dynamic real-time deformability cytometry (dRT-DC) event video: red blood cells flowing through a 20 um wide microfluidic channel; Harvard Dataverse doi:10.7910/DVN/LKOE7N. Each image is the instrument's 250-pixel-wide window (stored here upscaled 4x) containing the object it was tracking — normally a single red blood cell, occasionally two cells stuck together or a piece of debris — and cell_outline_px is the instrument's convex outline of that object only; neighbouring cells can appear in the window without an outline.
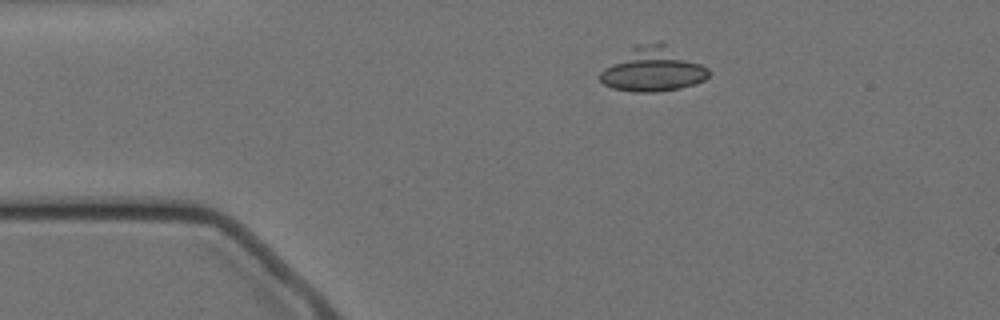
{"species": "Egyptian fruit bat (a non-hibernating species)", "species_latin": "Rousettus aegyptiacus", "temperature_condition": "cold", "stored_images_in_passage": 13, "camera_frame_rate_fps": 3000, "um_per_image_px": 0.085, "animal": {"sex": "female"}, "frame": {"image": 1, "passage_image": 1, "time_ms": 0.0, "image_size_px": [1000, 320], "cell_outline_px": [[712, 72], [704, 80], [696, 84], [680, 88], [656, 92], [632, 92], [612, 88], [604, 84], [600, 80], [600, 72], [604, 68], [636, 44], [660, 40], [664, 40], [708, 68]], "centroid_in_image_um": [55.54, 5.88], "position_along_channel_um": 29.5, "area_um2": 28.38}}
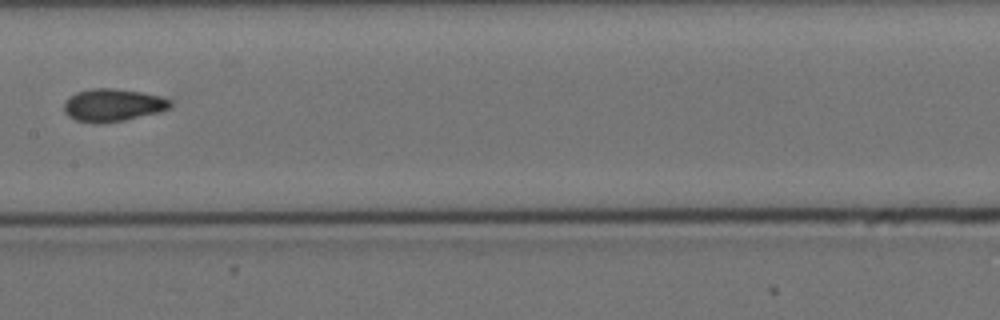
{"frame": {"image": 2, "passage_image": 6, "time_ms": 6.0, "image_size_px": [1000, 320], "cell_outline_px": [[172, 108], [160, 112], [124, 120], [96, 124], [92, 124], [76, 120], [68, 116], [64, 112], [64, 100], [68, 96], [76, 92], [92, 88], [112, 88], [140, 92], [160, 96], [172, 100]], "centroid_in_image_um": [9.57, 8.94], "position_along_channel_um": 197.8, "area_um2": 20.52}}
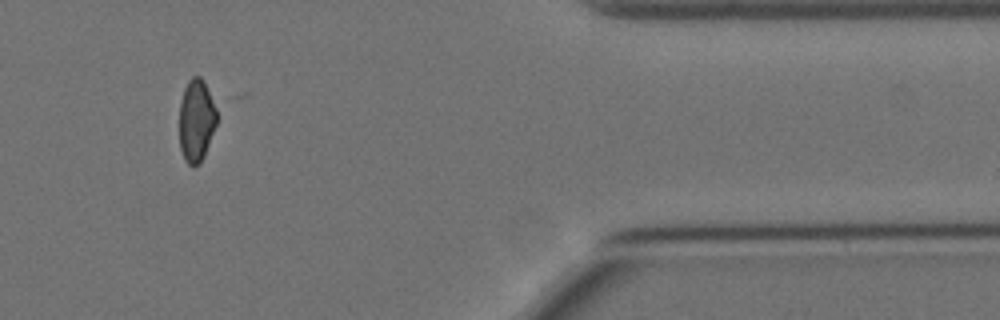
{"frame": {"image": 3, "passage_image": 11, "time_ms": 12.667, "image_size_px": [1000, 320], "cell_outline_px": [[216, 124], [204, 156], [200, 164], [192, 168], [184, 160], [180, 148], [180, 100], [184, 88], [188, 80], [192, 76], [200, 76], [204, 80], [216, 108]], "centroid_in_image_um": [16.67, 10.25], "position_along_channel_um": 394.7, "area_um2": 18.09}}